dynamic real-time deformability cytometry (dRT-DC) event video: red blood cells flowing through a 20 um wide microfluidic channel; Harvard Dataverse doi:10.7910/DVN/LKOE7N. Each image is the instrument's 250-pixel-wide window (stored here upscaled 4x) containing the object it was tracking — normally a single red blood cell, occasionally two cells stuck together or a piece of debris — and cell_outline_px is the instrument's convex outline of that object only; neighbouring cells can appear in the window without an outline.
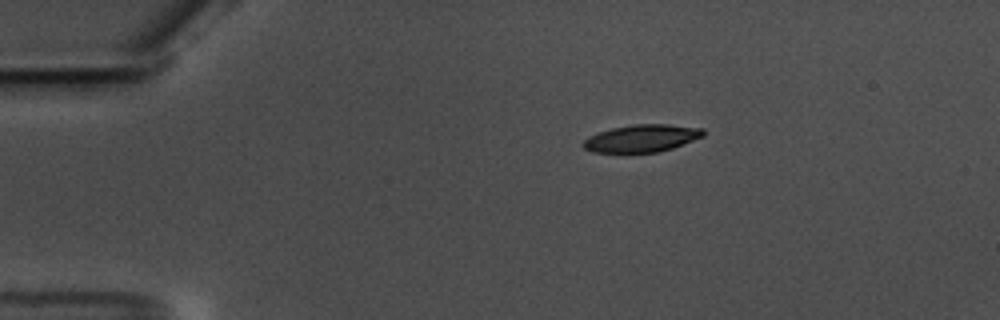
{"species": "common noctule bat (a hibernating species)", "species_latin": "Nyctalus noctula", "temperature_condition": "warm", "stored_images_in_passage": 48, "camera_frame_rate_fps": 3000, "um_per_image_px": 0.085, "animal": {"sex": "male", "body_mass_g": 17.5, "forearm_length_mm": 52.3}, "frame": {"image": 1, "passage_image": 1, "time_ms": 0.0, "image_size_px": [1000, 320], "cell_outline_px": [[704, 136], [672, 148], [656, 152], [624, 156], [592, 152], [584, 148], [584, 140], [588, 136], [612, 128], [636, 124], [668, 124], [704, 128]], "centroid_in_image_um": [54.5, 11.81], "position_along_channel_um": 30.5, "area_um2": 19.88}}
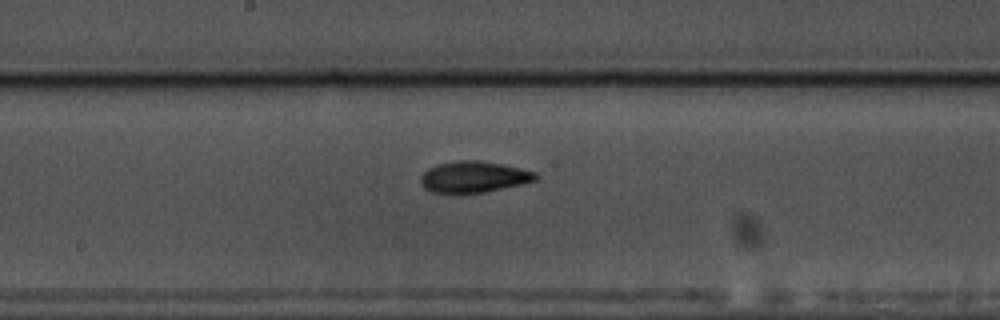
{"frame": {"image": 2, "passage_image": 21, "time_ms": 6.667, "image_size_px": [1000, 320], "cell_outline_px": [[540, 176], [536, 180], [520, 184], [484, 192], [432, 192], [424, 188], [420, 184], [420, 176], [428, 168], [436, 164], [456, 160], [480, 160], [504, 164], [536, 172]], "centroid_in_image_um": [40.26, 15.01], "position_along_channel_um": 207.9, "area_um2": 20.92}}
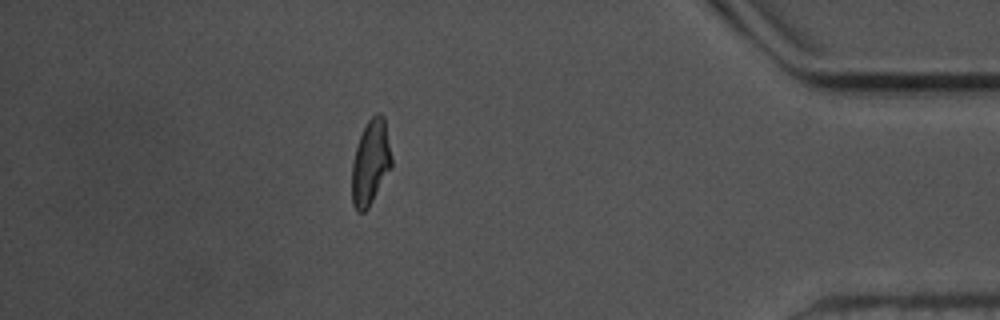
{"frame": {"image": 3, "passage_image": 41, "time_ms": 13.333, "image_size_px": [1000, 320], "cell_outline_px": [[392, 168], [368, 208], [364, 212], [356, 212], [352, 204], [352, 164], [356, 148], [360, 136], [368, 120], [376, 112], [380, 112], [384, 116], [392, 156]], "centroid_in_image_um": [31.51, 13.82], "position_along_channel_um": 403.7, "area_um2": 19.83}, "authors_computed_cell_mechanics": {"area_um2": 19.941, "velocity_mm_per_s": 3.5488, "shape_relaxation_time_tau1_ms": 4.2615, "shape_relaxation_time_tau2_ms": 3.5865, "deformation_change_tau1": 0.1719, "deformation_change_tau2": 0.1077}}